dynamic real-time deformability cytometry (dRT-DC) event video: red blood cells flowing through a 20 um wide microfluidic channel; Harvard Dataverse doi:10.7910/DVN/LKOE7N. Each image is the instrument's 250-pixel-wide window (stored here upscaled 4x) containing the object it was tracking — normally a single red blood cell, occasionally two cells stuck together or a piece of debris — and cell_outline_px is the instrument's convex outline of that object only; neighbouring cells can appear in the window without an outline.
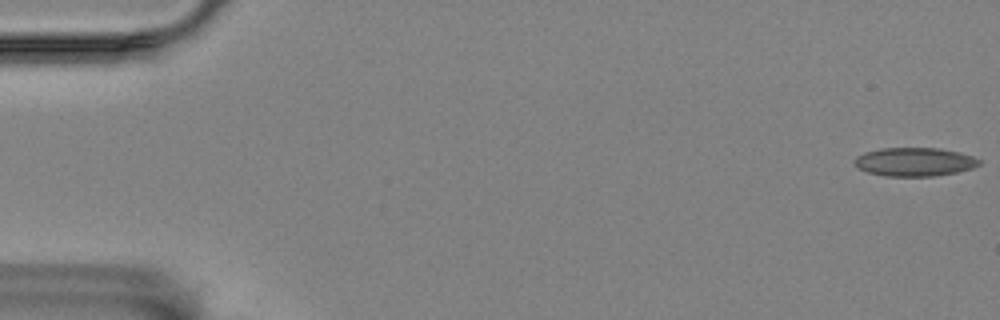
{"species": "Egyptian fruit bat (a non-hibernating species)", "species_latin": "Rousettus aegyptiacus", "temperature_condition": "room temperature", "stored_images_in_passage": 58, "camera_frame_rate_fps": 3000, "um_per_image_px": 0.085, "animal": {"sex": "female"}, "frame": {"image": 1, "passage_image": 1, "time_ms": 0.0, "image_size_px": [1000, 320], "cell_outline_px": [[980, 164], [972, 168], [956, 172], [936, 176], [884, 176], [868, 172], [856, 168], [852, 160], [856, 156], [864, 152], [880, 148], [940, 148], [960, 152], [972, 156], [980, 160]], "centroid_in_image_um": [77.69, 13.75], "position_along_channel_um": 7.3, "area_um2": 20.98}}
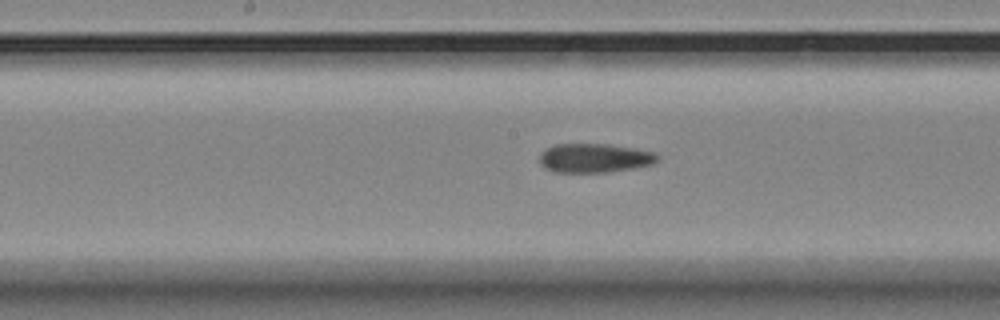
{"frame": {"image": 2, "passage_image": 29, "time_ms": 9.333, "image_size_px": [1000, 320], "cell_outline_px": [[660, 160], [652, 164], [632, 168], [604, 172], [556, 172], [544, 168], [540, 164], [540, 152], [556, 144], [608, 144], [636, 148], [656, 152], [660, 156]], "centroid_in_image_um": [50.56, 13.42], "position_along_channel_um": 197.6, "area_um2": 20.06}}
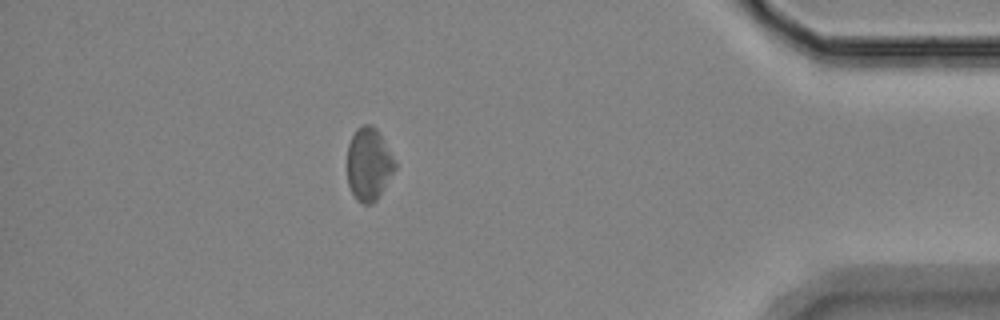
{"frame": {"image": 3, "passage_image": 50, "time_ms": 16.333, "image_size_px": [1000, 320], "cell_outline_px": [[396, 168], [376, 200], [372, 204], [360, 204], [356, 200], [348, 184], [348, 144], [356, 128], [364, 124], [368, 124], [376, 128], [380, 132], [396, 164]], "centroid_in_image_um": [31.34, 13.95], "position_along_channel_um": 403.9, "area_um2": 20.17}, "authors_computed_cell_mechanics": {"area_um2": 20.6057, "velocity_mm_per_s": 3.5314, "shape_relaxation_time_tau1_ms": null, "shape_relaxation_time_tau2_ms": 6.4281, "deformation_change_tau1": null, "deformation_change_tau2": 0.1343}}